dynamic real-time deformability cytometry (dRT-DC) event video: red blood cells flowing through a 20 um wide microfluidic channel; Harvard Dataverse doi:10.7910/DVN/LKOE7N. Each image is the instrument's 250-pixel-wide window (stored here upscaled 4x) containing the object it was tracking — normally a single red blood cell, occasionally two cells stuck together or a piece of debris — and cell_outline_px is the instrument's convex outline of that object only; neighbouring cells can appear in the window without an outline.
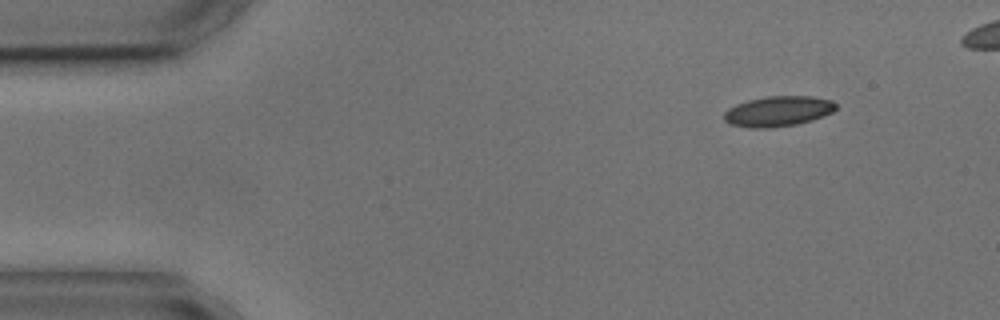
{"species": "common noctule bat (a hibernating species)", "species_latin": "Nyctalus noctula", "temperature_condition": "cold", "stored_images_in_passage": 4, "camera_frame_rate_fps": 3000, "um_per_image_px": 0.085, "animal": {"sex": "male", "body_mass_g": 17.9, "forearm_length_mm": 54.2}, "frame": {"image": 1, "passage_image": 1, "time_ms": 0.0, "image_size_px": [1000, 320], "cell_outline_px": [[836, 108], [832, 112], [824, 116], [812, 120], [796, 124], [764, 128], [748, 128], [732, 124], [724, 120], [724, 112], [728, 108], [736, 104], [748, 100], [768, 96], [812, 96], [832, 100], [836, 104]], "centroid_in_image_um": [66.14, 9.45], "position_along_channel_um": 18.9, "area_um2": 19.71}}